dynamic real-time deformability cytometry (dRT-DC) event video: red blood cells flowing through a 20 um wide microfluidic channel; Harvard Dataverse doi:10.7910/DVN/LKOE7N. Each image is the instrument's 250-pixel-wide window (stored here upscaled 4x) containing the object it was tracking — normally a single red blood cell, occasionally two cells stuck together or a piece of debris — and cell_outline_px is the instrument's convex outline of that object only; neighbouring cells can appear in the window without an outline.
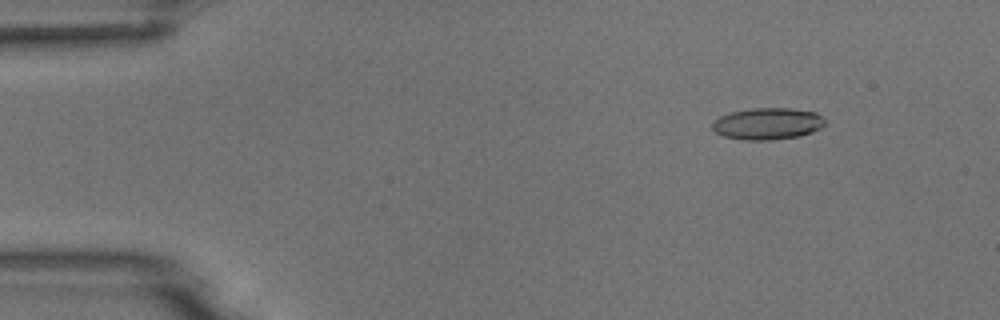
{"species": "common noctule bat (a hibernating species)", "species_latin": "Nyctalus noctula", "temperature_condition": "room temperature", "stored_images_in_passage": 4, "camera_frame_rate_fps": 3000, "um_per_image_px": 0.085, "animal": {"sex": "male", "body_mass_g": 18.8}, "frame": {"image": 1, "passage_image": 4, "time_ms": 3.333, "image_size_px": [1000, 320], "cell_outline_px": [[824, 124], [820, 128], [812, 132], [800, 136], [768, 140], [744, 140], [724, 136], [716, 132], [712, 128], [712, 124], [720, 116], [732, 112], [752, 108], [792, 108], [816, 112], [824, 120]], "centroid_in_image_um": [65.25, 10.51], "position_along_channel_um": 19.8, "area_um2": 20.69}}